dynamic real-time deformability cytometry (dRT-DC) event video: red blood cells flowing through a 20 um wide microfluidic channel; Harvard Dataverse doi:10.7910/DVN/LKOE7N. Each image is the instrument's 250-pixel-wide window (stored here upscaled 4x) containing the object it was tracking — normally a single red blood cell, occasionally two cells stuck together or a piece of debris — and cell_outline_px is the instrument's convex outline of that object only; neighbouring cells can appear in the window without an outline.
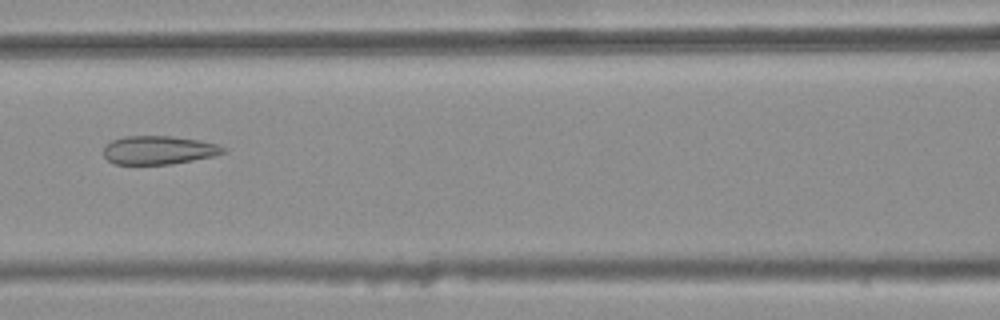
{"species": "common noctule bat (a hibernating species)", "species_latin": "Nyctalus noctula", "temperature_condition": "warm", "stored_images_in_passage": 48, "camera_frame_rate_fps": 3000, "um_per_image_px": 0.085, "animal": {"sex": "female", "body_mass_g": 25.1}, "frame": {"image": 1, "passage_image": 24, "time_ms": 7.667, "image_size_px": [1000, 320], "cell_outline_px": [[228, 152], [212, 156], [192, 160], [168, 164], [116, 164], [108, 160], [104, 156], [104, 148], [112, 140], [124, 136], [172, 136], [200, 140], [220, 144], [228, 148]], "centroid_in_image_um": [13.55, 12.75], "position_along_channel_um": 153.1, "area_um2": 19.94}}
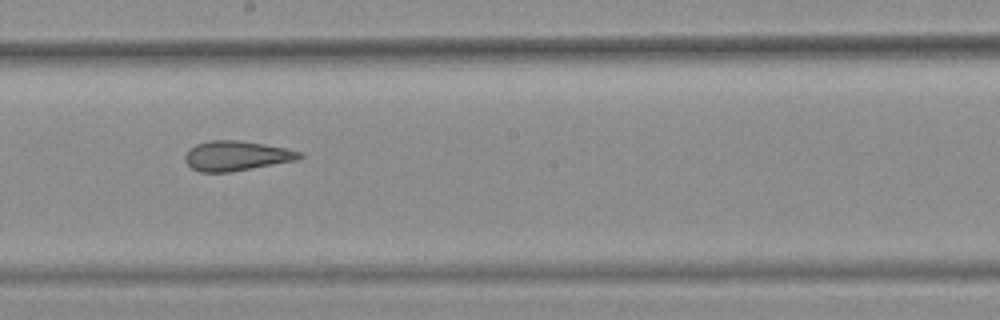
{"frame": {"image": 2, "passage_image": 30, "time_ms": 9.667, "image_size_px": [1000, 320], "cell_outline_px": [[304, 156], [296, 160], [228, 172], [200, 172], [192, 168], [184, 160], [184, 156], [188, 148], [196, 144], [208, 140], [240, 140], [288, 148], [304, 152]], "centroid_in_image_um": [20.09, 13.23], "position_along_channel_um": 228.1, "area_um2": 20.0}}
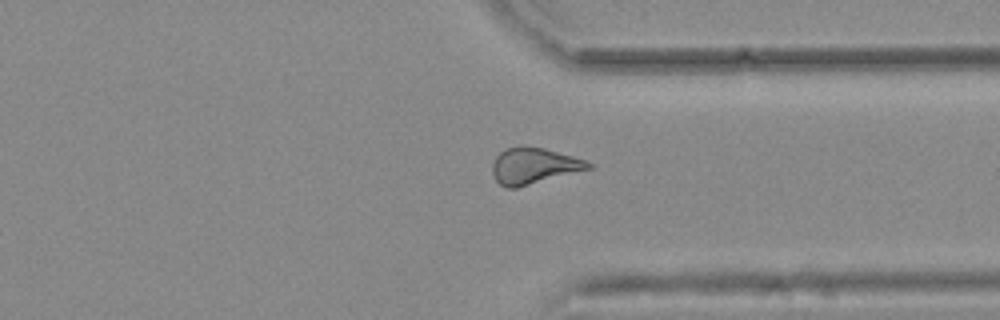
{"frame": {"image": 3, "passage_image": 41, "time_ms": 13.333, "image_size_px": [1000, 320], "cell_outline_px": [[596, 164], [592, 168], [516, 188], [508, 188], [500, 184], [496, 180], [492, 172], [492, 164], [496, 156], [504, 148], [520, 144], [544, 148], [572, 156]], "centroid_in_image_um": [45.36, 14.07], "position_along_channel_um": 366.0, "area_um2": 20.4}, "authors_computed_cell_mechanics": {"area_um2": 20.4323, "velocity_mm_per_s": 3.7615, "shape_relaxation_time_tau1_ms": null, "shape_relaxation_time_tau2_ms": 2.7291, "deformation_change_tau1": null, "deformation_change_tau2": 0.12}}